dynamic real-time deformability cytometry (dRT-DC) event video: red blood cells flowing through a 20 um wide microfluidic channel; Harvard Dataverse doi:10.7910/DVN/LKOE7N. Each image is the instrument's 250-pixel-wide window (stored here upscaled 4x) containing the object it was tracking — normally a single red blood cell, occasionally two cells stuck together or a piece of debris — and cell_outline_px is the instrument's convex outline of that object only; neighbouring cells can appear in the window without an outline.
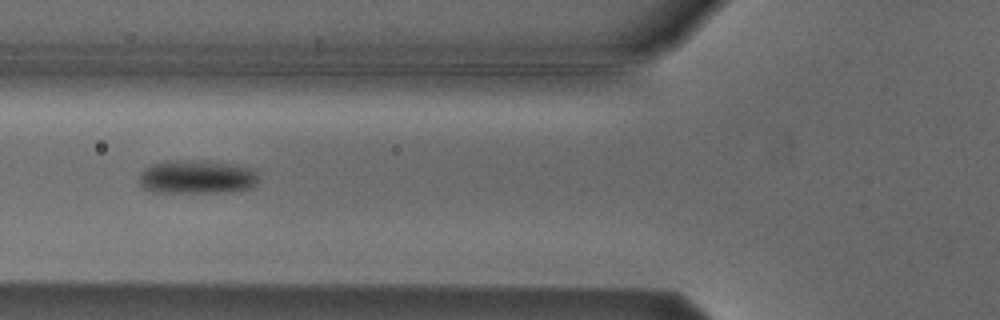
{"species": "Egyptian fruit bat (a non-hibernating species)", "species_latin": "Rousettus aegyptiacus", "temperature_condition": "cold", "stored_images_in_passage": 6, "camera_frame_rate_fps": 3000, "um_per_image_px": 0.085, "animal": {"sex": "male"}, "frame": {"image": 1, "passage_image": 4, "time_ms": 3.333, "image_size_px": [1000, 320], "cell_outline_px": [[256, 184], [252, 188], [232, 192], [152, 192], [144, 188], [140, 184], [140, 172], [148, 164], [164, 160], [204, 160], [232, 164], [256, 168]], "centroid_in_image_um": [16.72, 15.02], "position_along_channel_um": 109.1, "area_um2": 23.93}}
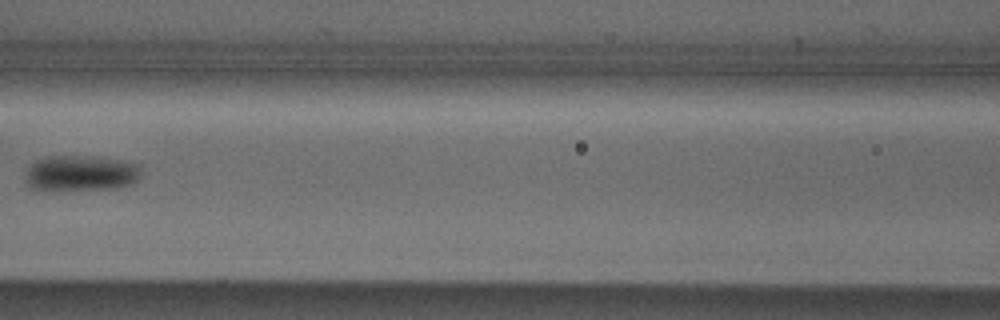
{"frame": {"image": 2, "passage_image": 5, "time_ms": 4.667, "image_size_px": [1000, 320], "cell_outline_px": [[140, 176], [132, 184], [116, 188], [72, 192], [48, 192], [28, 188], [24, 176], [24, 172], [36, 160], [48, 156], [92, 156], [140, 164]], "centroid_in_image_um": [6.79, 14.78], "position_along_channel_um": 159.8, "area_um2": 25.14}}
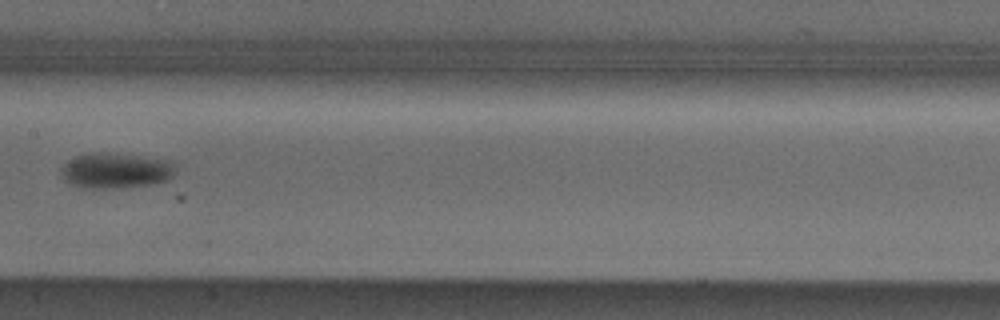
{"frame": {"image": 3, "passage_image": 6, "time_ms": 5.667, "image_size_px": [1000, 320], "cell_outline_px": [[176, 172], [168, 180], [152, 184], [120, 188], [80, 188], [68, 184], [64, 180], [60, 172], [60, 168], [68, 160], [76, 156], [88, 152], [112, 152], [172, 160], [176, 168]], "centroid_in_image_um": [9.82, 14.49], "position_along_channel_um": 197.6, "area_um2": 24.33}}